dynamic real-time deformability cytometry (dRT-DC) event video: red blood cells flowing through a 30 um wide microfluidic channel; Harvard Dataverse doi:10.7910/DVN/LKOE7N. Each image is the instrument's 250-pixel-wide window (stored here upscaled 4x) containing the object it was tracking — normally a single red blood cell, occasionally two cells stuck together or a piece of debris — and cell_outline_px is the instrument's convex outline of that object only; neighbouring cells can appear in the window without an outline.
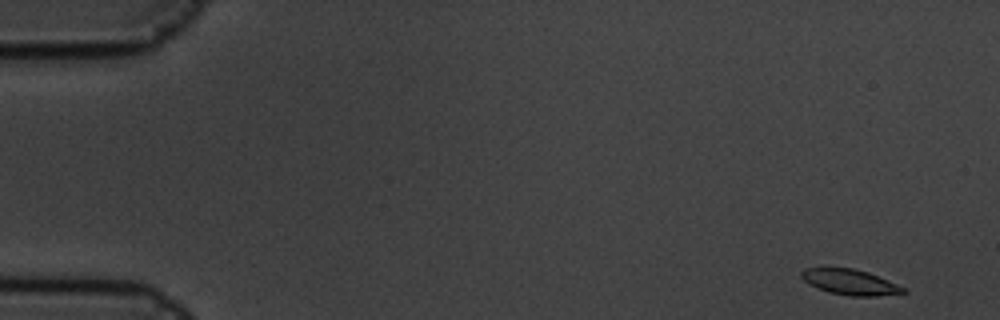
{"species": "common noctule bat (a hibernating species)", "species_latin": "Nyctalus noctula", "temperature_condition": "cold", "stored_images_in_passage": 9, "camera_frame_rate_fps": 3000, "um_per_image_px": 0.085, "animal": {"sex": "male", "body_mass_g": 19.5, "forearm_length_mm": 54.6}, "frame": {"image": 1, "passage_image": 1, "time_ms": 0.0, "image_size_px": [1000, 320], "cell_outline_px": [[908, 292], [876, 296], [852, 296], [828, 292], [808, 284], [800, 276], [800, 272], [804, 268], [852, 268], [868, 272], [896, 284], [904, 288]], "centroid_in_image_um": [72.21, 23.98], "position_along_channel_um": 12.8, "area_um2": 14.97}}
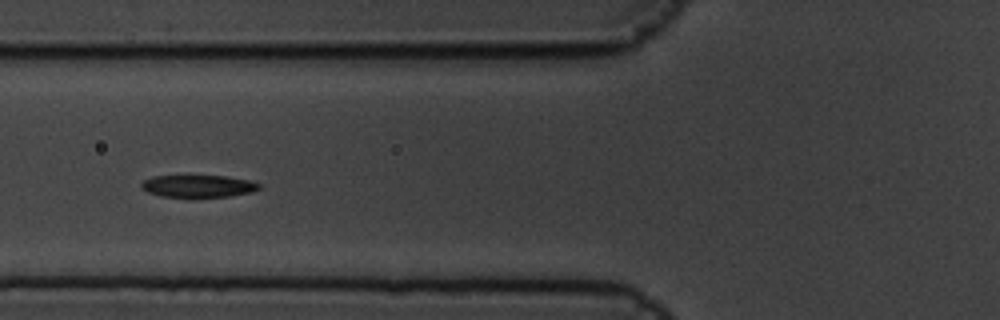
{"frame": {"image": 2, "passage_image": 7, "time_ms": 2.0, "image_size_px": [1000, 320], "cell_outline_px": [[260, 188], [252, 192], [228, 196], [192, 200], [160, 196], [148, 192], [140, 188], [140, 184], [144, 180], [152, 176], [224, 176], [248, 180], [260, 184]], "centroid_in_image_um": [16.79, 15.87], "position_along_channel_um": 109.0, "area_um2": 15.95}}
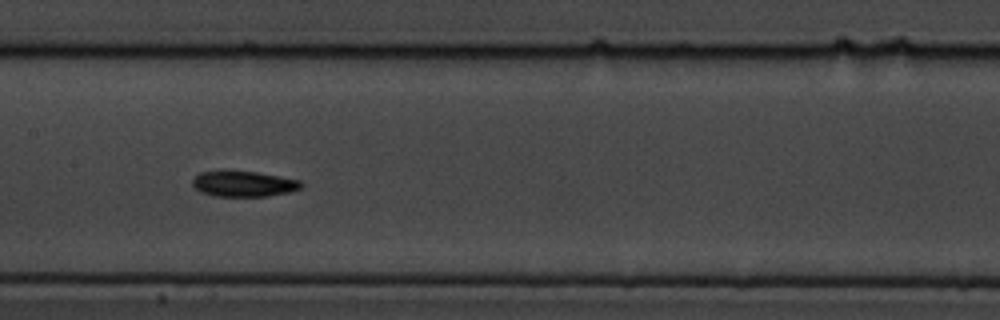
{"frame": {"image": 3, "passage_image": 9, "time_ms": 2.667, "image_size_px": [1000, 320], "cell_outline_px": [[304, 184], [300, 188], [288, 192], [268, 196], [216, 196], [200, 192], [192, 184], [192, 180], [200, 172], [256, 172], [280, 176], [300, 180]], "centroid_in_image_um": [20.74, 15.64], "position_along_channel_um": 186.7, "area_um2": 15.9}}